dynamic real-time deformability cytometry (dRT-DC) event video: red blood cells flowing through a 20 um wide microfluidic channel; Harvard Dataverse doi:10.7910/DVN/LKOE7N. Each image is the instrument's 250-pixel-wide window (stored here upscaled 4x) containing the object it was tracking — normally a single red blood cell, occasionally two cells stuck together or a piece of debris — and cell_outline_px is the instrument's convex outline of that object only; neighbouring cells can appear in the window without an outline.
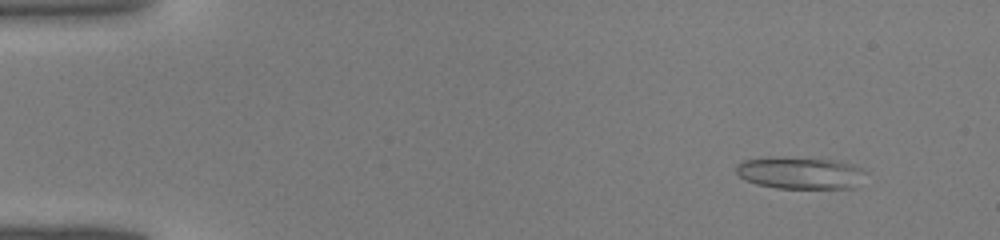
{"species": "common noctule bat (a hibernating species)", "species_latin": "Nyctalus noctula", "temperature_condition": "warm", "stored_images_in_passage": 43, "camera_frame_rate_fps": 3000, "um_per_image_px": 0.085, "animal": {"sex": "male", "body_mass_g": 19.0, "forearm_length_mm": 50.8}, "frame": {"image": 1, "passage_image": 4, "time_ms": 1.0, "image_size_px": [1000, 240], "cell_outline_px": [[864, 172], [856, 188], [776, 188], [756, 184], [744, 180], [736, 172], [736, 164], [744, 160], [768, 156], [820, 156], [840, 160], [856, 164]], "centroid_in_image_um": [68.01, 14.64], "position_along_channel_um": 17.0, "area_um2": 25.26}}
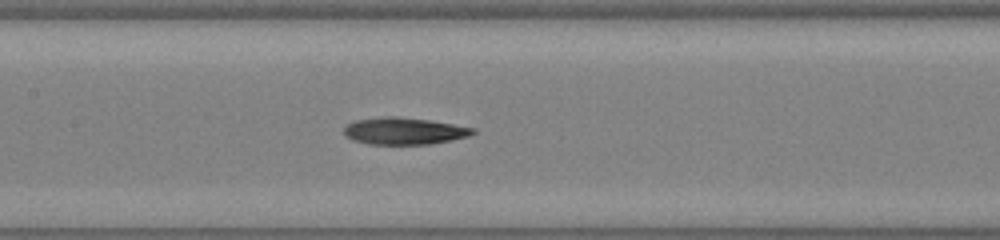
{"frame": {"image": 2, "passage_image": 21, "time_ms": 6.667, "image_size_px": [1000, 240], "cell_outline_px": [[476, 132], [468, 136], [452, 140], [428, 144], [368, 144], [352, 140], [344, 136], [344, 128], [348, 124], [356, 120], [384, 116], [396, 116], [428, 120], [476, 128]], "centroid_in_image_um": [34.33, 11.14], "position_along_channel_um": 173.1, "area_um2": 20.23}}
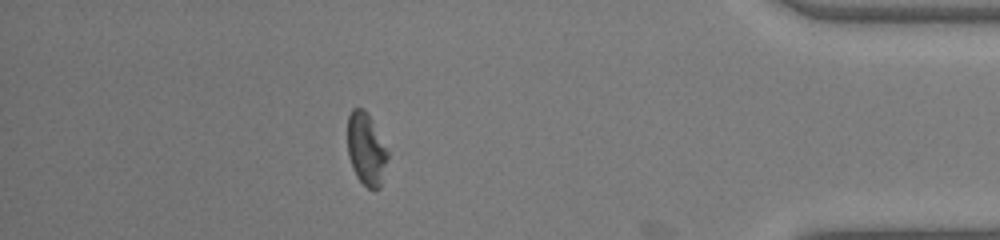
{"frame": {"image": 3, "passage_image": 38, "time_ms": 12.333, "image_size_px": [1000, 240], "cell_outline_px": [[388, 156], [380, 188], [368, 188], [356, 176], [352, 168], [348, 156], [348, 116], [352, 108], [364, 108], [368, 112], [388, 152]], "centroid_in_image_um": [31.11, 12.65], "position_along_channel_um": 404.1, "area_um2": 16.82}}